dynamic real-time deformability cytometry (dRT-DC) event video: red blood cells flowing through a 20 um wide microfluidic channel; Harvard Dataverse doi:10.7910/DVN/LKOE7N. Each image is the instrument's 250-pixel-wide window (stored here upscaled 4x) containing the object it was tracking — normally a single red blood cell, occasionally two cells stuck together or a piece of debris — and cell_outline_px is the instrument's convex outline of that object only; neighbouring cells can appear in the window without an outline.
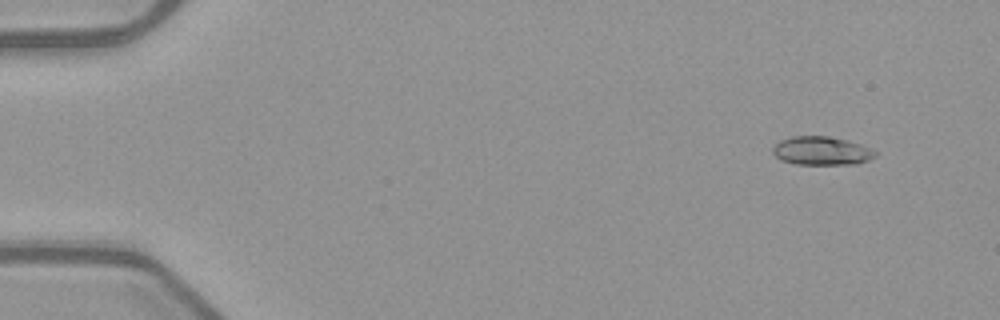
{"species": "common noctule bat (a hibernating species)", "species_latin": "Nyctalus noctula", "temperature_condition": "warm", "stored_images_in_passage": 49, "camera_frame_rate_fps": 3000, "um_per_image_px": 0.085, "animal": {"sex": "female", "body_mass_g": 21.9}, "frame": {"image": 1, "passage_image": 1, "time_ms": 0.0, "image_size_px": [1000, 320], "cell_outline_px": [[876, 156], [868, 160], [856, 164], [796, 164], [780, 160], [772, 152], [772, 148], [780, 140], [792, 136], [828, 136], [848, 140], [860, 144], [876, 152]], "centroid_in_image_um": [69.81, 12.82], "position_along_channel_um": 15.2, "area_um2": 16.99}}
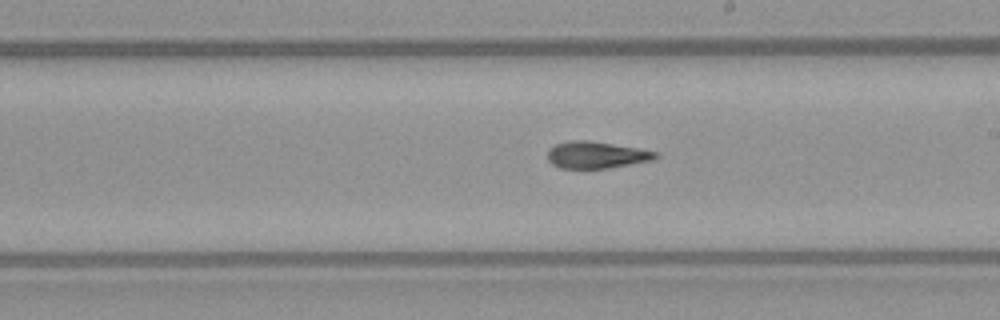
{"frame": {"image": 2, "passage_image": 27, "time_ms": 8.667, "image_size_px": [1000, 320], "cell_outline_px": [[660, 156], [652, 160], [608, 168], [560, 168], [552, 164], [548, 160], [548, 148], [556, 144], [568, 140], [588, 140], [660, 152]], "centroid_in_image_um": [50.68, 13.16], "position_along_channel_um": 238.3, "area_um2": 16.88}}
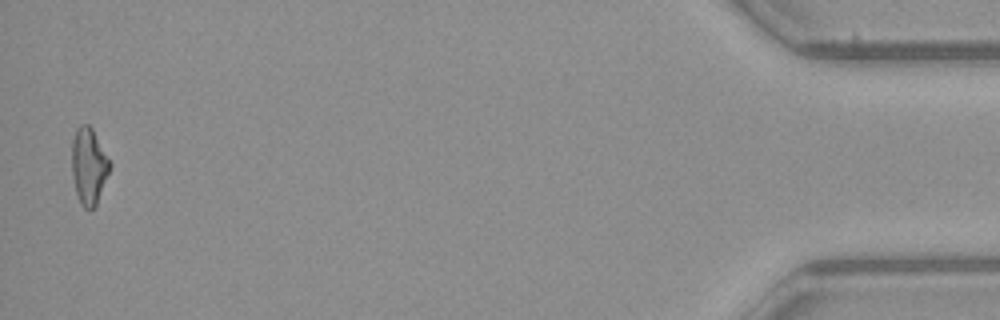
{"frame": {"image": 3, "passage_image": 48, "time_ms": 15.667, "image_size_px": [1000, 320], "cell_outline_px": [[112, 164], [96, 204], [92, 208], [84, 208], [80, 204], [76, 192], [72, 176], [72, 140], [76, 128], [80, 124], [88, 124], [92, 128]], "centroid_in_image_um": [7.53, 14.08], "position_along_channel_um": 427.7, "area_um2": 16.82}, "authors_computed_cell_mechanics": {"area_um2": 16.9932, "velocity_mm_per_s": 4.0118, "shape_relaxation_time_tau1_ms": null, "shape_relaxation_time_tau2_ms": 3.5621, "deformation_change_tau1": null, "deformation_change_tau2": 0.122}}